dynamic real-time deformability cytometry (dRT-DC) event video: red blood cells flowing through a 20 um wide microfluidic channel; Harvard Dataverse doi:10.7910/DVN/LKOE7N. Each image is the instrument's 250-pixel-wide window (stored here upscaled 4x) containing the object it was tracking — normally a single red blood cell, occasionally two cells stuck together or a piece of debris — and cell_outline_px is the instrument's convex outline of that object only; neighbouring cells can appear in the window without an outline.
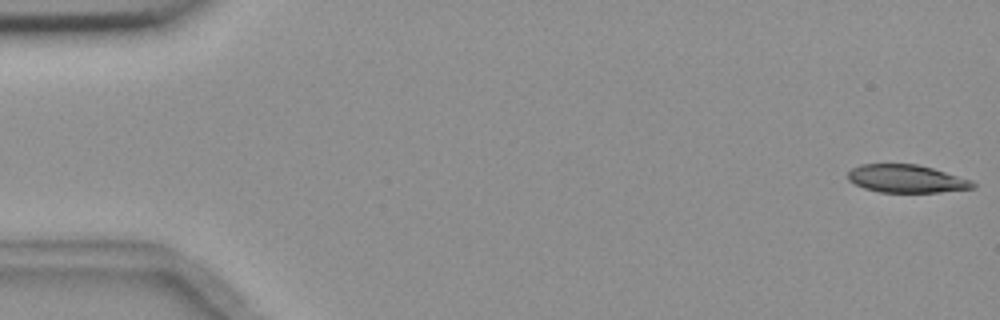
{"species": "common noctule bat (a hibernating species)", "species_latin": "Nyctalus noctula", "temperature_condition": "room temperature", "stored_images_in_passage": 15, "camera_frame_rate_fps": 3000, "um_per_image_px": 0.085, "animal": {"sex": "female", "body_mass_g": 18.4}, "frame": {"image": 1, "passage_image": 1, "time_ms": 0.0, "image_size_px": [1000, 320], "cell_outline_px": [[976, 184], [972, 188], [940, 192], [880, 192], [864, 188], [848, 180], [848, 172], [852, 168], [860, 164], [916, 164], [932, 168], [972, 180]], "centroid_in_image_um": [77.03, 15.19], "position_along_channel_um": 8.0, "area_um2": 20.17}}
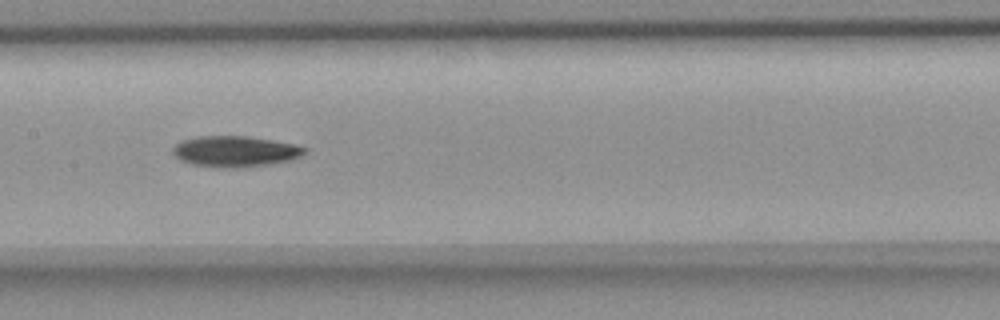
{"frame": {"image": 2, "passage_image": 8, "time_ms": 8.667, "image_size_px": [1000, 320], "cell_outline_px": [[308, 152], [292, 160], [268, 164], [240, 168], [232, 168], [192, 164], [180, 160], [172, 152], [172, 148], [180, 140], [196, 136], [248, 136], [296, 144], [308, 148]], "centroid_in_image_um": [20.01, 12.86], "position_along_channel_um": 187.4, "area_um2": 23.87}}
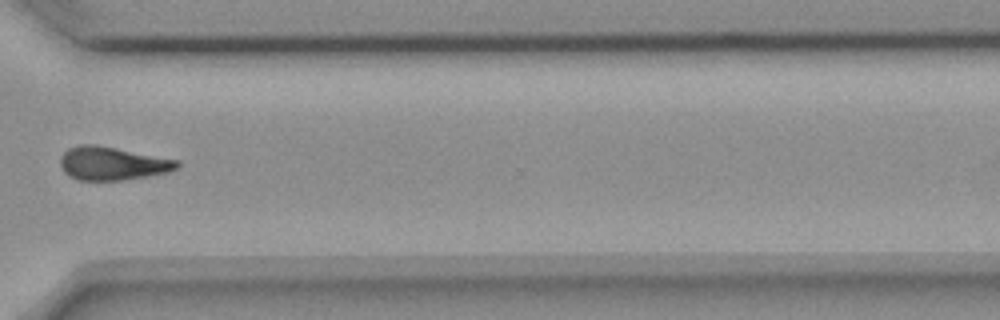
{"frame": {"image": 3, "passage_image": 12, "time_ms": 13.333, "image_size_px": [1000, 320], "cell_outline_px": [[180, 164], [176, 168], [168, 172], [148, 176], [124, 180], [76, 180], [68, 176], [64, 172], [60, 164], [60, 156], [68, 148], [80, 144], [96, 144], [180, 160]], "centroid_in_image_um": [9.53, 13.89], "position_along_channel_um": 361.1, "area_um2": 22.89}}